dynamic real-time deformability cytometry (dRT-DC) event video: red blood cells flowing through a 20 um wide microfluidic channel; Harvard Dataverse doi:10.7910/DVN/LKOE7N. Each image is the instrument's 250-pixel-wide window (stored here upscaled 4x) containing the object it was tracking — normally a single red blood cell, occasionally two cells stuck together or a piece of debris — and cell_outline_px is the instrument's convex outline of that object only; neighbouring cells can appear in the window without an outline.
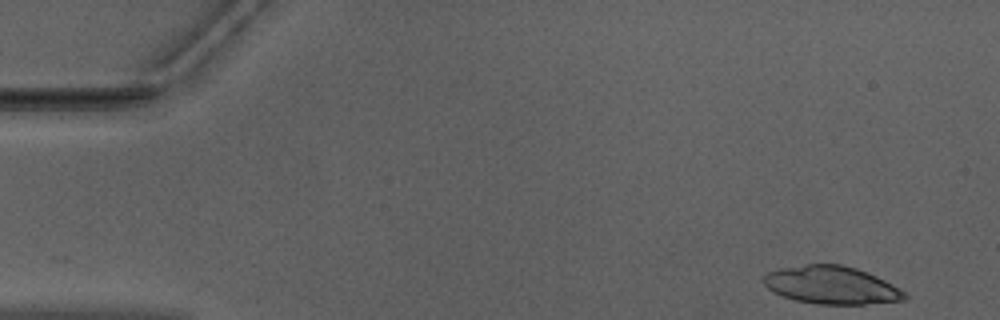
{"species": "Egyptian fruit bat (a non-hibernating species)", "species_latin": "Rousettus aegyptiacus", "temperature_condition": "warm", "stored_images_in_passage": 49, "camera_frame_rate_fps": 3000, "um_per_image_px": 0.085, "animal": {"sex": "male"}, "frame": {"image": 1, "passage_image": 1, "time_ms": 0.0, "image_size_px": [1000, 320], "cell_outline_px": [[908, 296], [904, 300], [864, 304], [816, 304], [796, 300], [780, 296], [768, 288], [764, 284], [764, 276], [768, 272], [780, 268], [804, 264], [840, 264], [856, 268], [876, 276], [900, 288]], "centroid_in_image_um": [70.66, 24.23], "position_along_channel_um": 14.3, "area_um2": 31.04}}